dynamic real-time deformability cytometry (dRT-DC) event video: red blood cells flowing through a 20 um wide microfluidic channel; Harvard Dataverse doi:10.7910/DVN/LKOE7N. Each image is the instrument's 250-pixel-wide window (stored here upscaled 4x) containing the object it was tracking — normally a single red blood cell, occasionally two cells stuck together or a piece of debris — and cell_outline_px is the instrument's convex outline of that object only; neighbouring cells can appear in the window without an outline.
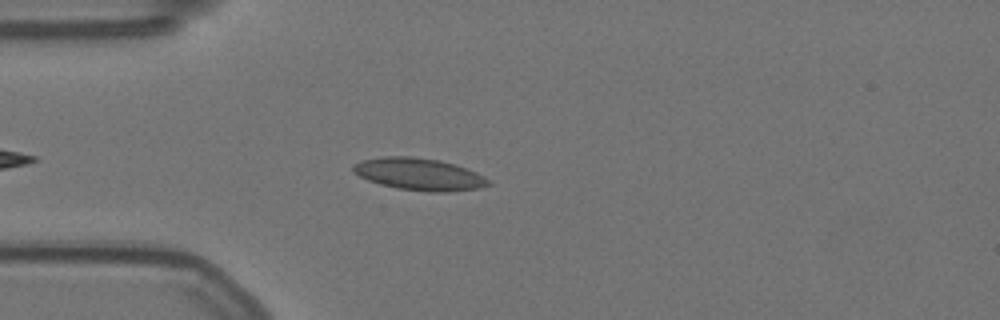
{"species": "Egyptian fruit bat (a non-hibernating species)", "species_latin": "Rousettus aegyptiacus", "temperature_condition": "warm", "stored_images_in_passage": 45, "camera_frame_rate_fps": 3000, "um_per_image_px": 0.085, "animal": {"sex": "female"}, "frame": {"image": 1, "passage_image": 6, "time_ms": 1.667, "image_size_px": [1000, 320], "cell_outline_px": [[492, 184], [476, 188], [448, 192], [428, 192], [396, 188], [380, 184], [368, 180], [352, 172], [352, 164], [360, 160], [384, 156], [412, 156], [440, 160], [476, 172], [484, 176]], "centroid_in_image_um": [35.57, 14.8], "position_along_channel_um": 49.4, "area_um2": 25.32}}
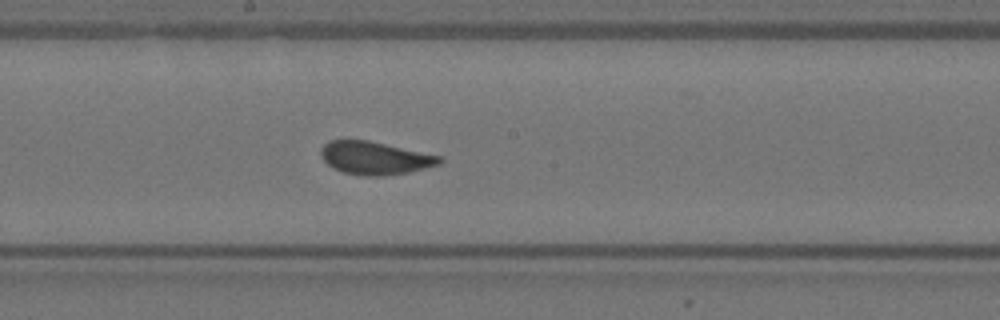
{"frame": {"image": 2, "passage_image": 21, "time_ms": 6.667, "image_size_px": [1000, 320], "cell_outline_px": [[444, 160], [440, 164], [408, 172], [384, 176], [364, 176], [344, 172], [332, 168], [320, 156], [320, 148], [328, 140], [368, 140], [440, 156]], "centroid_in_image_um": [31.83, 13.43], "position_along_channel_um": 216.4, "area_um2": 22.72}}
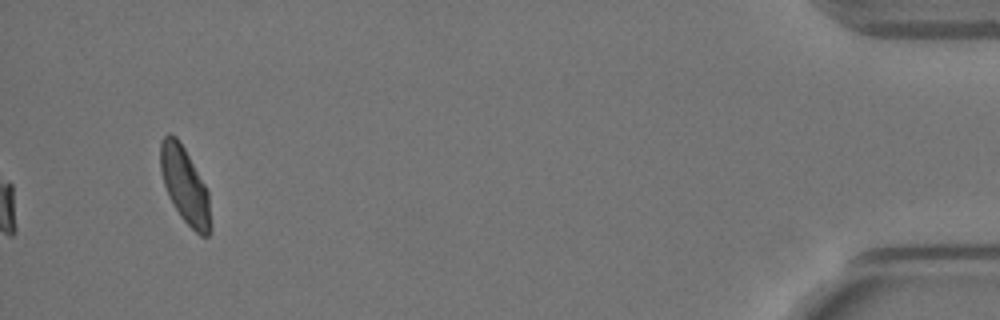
{"frame": {"image": 3, "passage_image": 45, "time_ms": 14.667, "image_size_px": [1000, 320], "cell_outline_px": [[208, 236], [200, 236], [180, 216], [172, 204], [168, 196], [164, 184], [160, 168], [160, 140], [168, 132], [176, 136], [184, 148], [204, 184], [208, 192]], "centroid_in_image_um": [15.64, 15.69], "position_along_channel_um": 419.6, "area_um2": 21.56}, "authors_computed_cell_mechanics": {"area_um2": 22.7732, "velocity_mm_per_s": 3.5278, "shape_relaxation_time_tau1_ms": 6.0492, "shape_relaxation_time_tau2_ms": null, "deformation_change_tau1": 0.1508, "deformation_change_tau2": null}}